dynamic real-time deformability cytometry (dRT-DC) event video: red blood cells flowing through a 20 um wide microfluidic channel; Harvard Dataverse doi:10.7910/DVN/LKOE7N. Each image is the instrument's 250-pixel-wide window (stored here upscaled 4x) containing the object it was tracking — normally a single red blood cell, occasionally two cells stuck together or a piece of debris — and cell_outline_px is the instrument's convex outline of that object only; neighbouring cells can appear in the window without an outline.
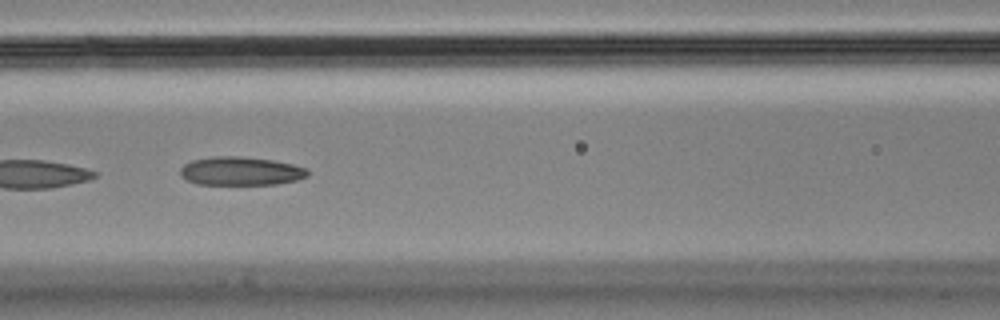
{"species": "Egyptian fruit bat (a non-hibernating species)", "species_latin": "Rousettus aegyptiacus", "temperature_condition": "cold", "stored_images_in_passage": 10, "camera_frame_rate_fps": 3000, "um_per_image_px": 0.085, "animal": {"sex": "male"}, "frame": {"image": 1, "passage_image": 5, "time_ms": 1.333, "image_size_px": [1000, 320], "cell_outline_px": [[308, 176], [296, 180], [276, 184], [196, 184], [180, 176], [180, 168], [184, 164], [192, 160], [212, 156], [240, 156], [272, 160], [292, 164], [308, 168]], "centroid_in_image_um": [20.45, 14.53], "position_along_channel_um": 146.2, "area_um2": 21.21}}
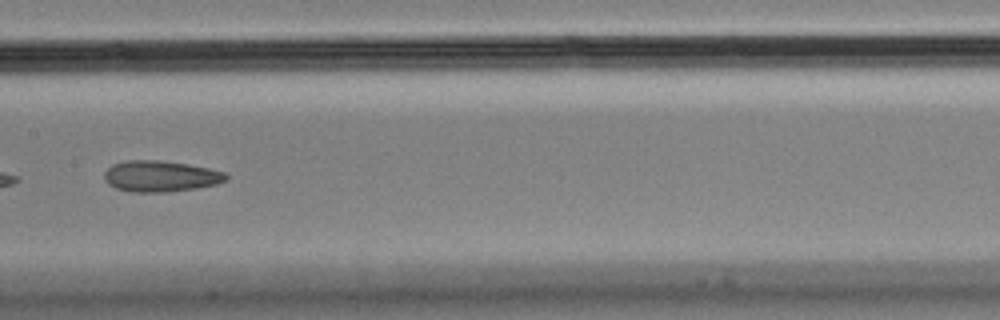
{"frame": {"image": 2, "passage_image": 6, "time_ms": 1.667, "image_size_px": [1000, 320], "cell_outline_px": [[228, 180], [216, 184], [196, 188], [168, 192], [132, 192], [116, 188], [108, 184], [104, 180], [104, 172], [112, 164], [128, 160], [156, 160], [188, 164], [208, 168], [224, 172], [228, 176]], "centroid_in_image_um": [13.63, 14.98], "position_along_channel_um": 193.8, "area_um2": 22.08}}
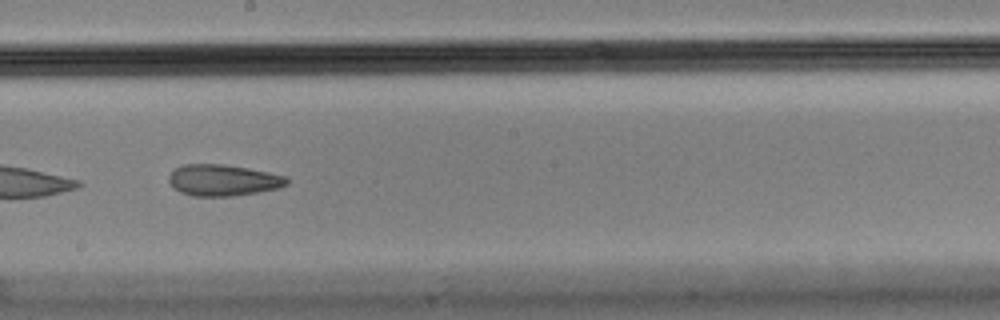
{"frame": {"image": 3, "passage_image": 7, "time_ms": 2.0, "image_size_px": [1000, 320], "cell_outline_px": [[288, 184], [280, 188], [232, 196], [192, 196], [180, 192], [172, 188], [168, 180], [168, 176], [176, 168], [184, 164], [224, 164], [248, 168], [268, 172], [284, 176], [288, 180]], "centroid_in_image_um": [18.93, 15.32], "position_along_channel_um": 229.3, "area_um2": 21.56}}